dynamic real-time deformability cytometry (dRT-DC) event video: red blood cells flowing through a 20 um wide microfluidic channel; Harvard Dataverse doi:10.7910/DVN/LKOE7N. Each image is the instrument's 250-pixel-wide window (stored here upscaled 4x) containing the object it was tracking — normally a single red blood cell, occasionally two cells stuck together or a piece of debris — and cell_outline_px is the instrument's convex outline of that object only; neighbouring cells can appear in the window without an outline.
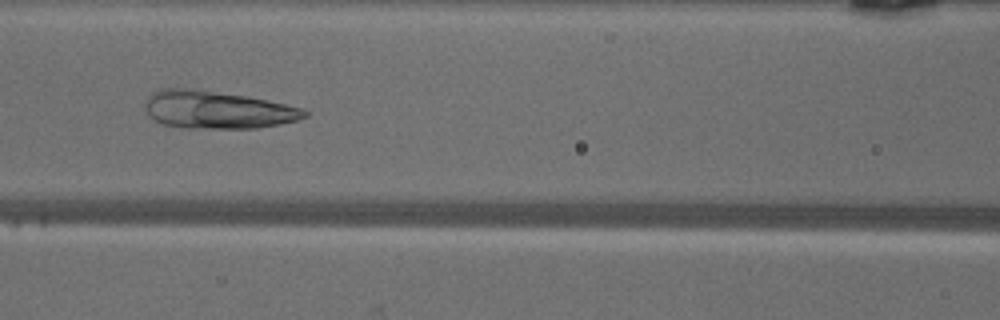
{"species": "common noctule bat (a hibernating species)", "species_latin": "Nyctalus noctula", "temperature_condition": "warm", "stored_images_in_passage": 35, "camera_frame_rate_fps": 3000, "um_per_image_px": 0.085, "animal": {"sex": "male", "body_mass_g": 18.8}, "frame": {"image": 1, "passage_image": 7, "time_ms": 2.0, "image_size_px": [1000, 320], "cell_outline_px": [[308, 116], [296, 120], [280, 124], [256, 128], [188, 128], [164, 124], [148, 116], [148, 96], [152, 92], [164, 88], [196, 88], [248, 96], [268, 100], [300, 108], [308, 112]], "centroid_in_image_um": [18.49, 9.32], "position_along_channel_um": 148.1, "area_um2": 34.8}}
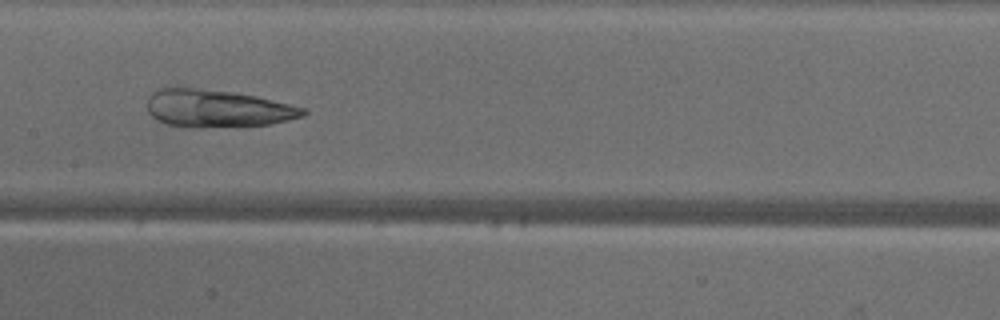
{"frame": {"image": 2, "passage_image": 10, "time_ms": 3.0, "image_size_px": [1000, 320], "cell_outline_px": [[308, 112], [304, 116], [288, 120], [268, 124], [168, 124], [156, 120], [148, 112], [148, 96], [152, 92], [160, 88], [192, 88], [232, 92], [256, 96], [304, 108]], "centroid_in_image_um": [18.46, 9.16], "position_along_channel_um": 188.9, "area_um2": 32.31}}
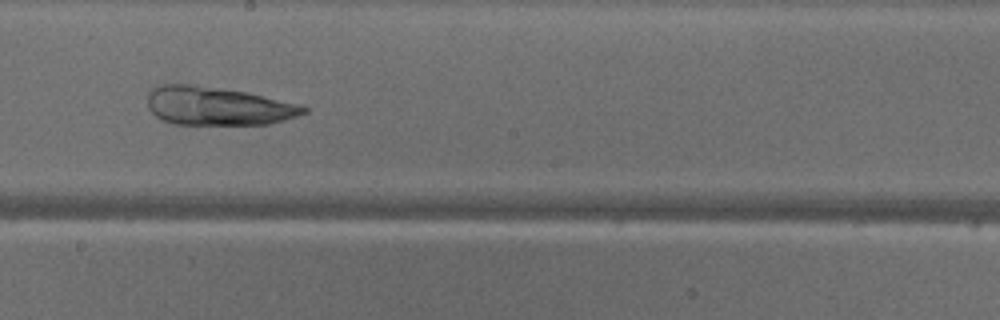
{"frame": {"image": 3, "passage_image": 13, "time_ms": 4.0, "image_size_px": [1000, 320], "cell_outline_px": [[308, 112], [284, 120], [268, 124], [176, 124], [164, 120], [156, 116], [148, 108], [148, 92], [156, 84], [192, 84], [248, 92], [300, 104], [308, 108]], "centroid_in_image_um": [18.5, 9.0], "position_along_channel_um": 229.7, "area_um2": 35.03}}